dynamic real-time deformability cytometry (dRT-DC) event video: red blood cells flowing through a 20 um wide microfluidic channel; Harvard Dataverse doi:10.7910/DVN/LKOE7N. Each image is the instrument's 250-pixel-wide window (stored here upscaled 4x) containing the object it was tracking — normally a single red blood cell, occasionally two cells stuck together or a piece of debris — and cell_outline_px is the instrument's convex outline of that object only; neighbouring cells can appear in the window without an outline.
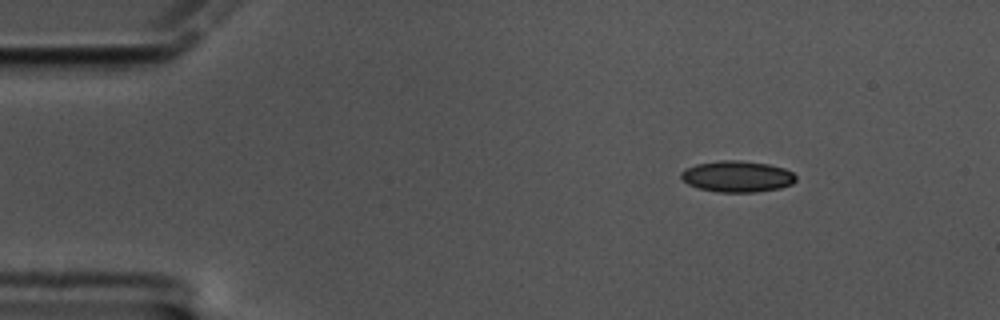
{"species": "common noctule bat (a hibernating species)", "species_latin": "Nyctalus noctula", "temperature_condition": "cold", "stored_images_in_passage": 58, "camera_frame_rate_fps": 3000, "um_per_image_px": 0.085, "animal": {"sex": "male", "body_mass_g": 17.5, "forearm_length_mm": 52.3}, "frame": {"image": 1, "passage_image": 7, "time_ms": 2.0, "image_size_px": [1000, 320], "cell_outline_px": [[796, 180], [792, 184], [780, 188], [756, 192], [720, 192], [700, 188], [688, 184], [680, 176], [680, 172], [684, 168], [696, 164], [720, 160], [740, 160], [768, 164], [784, 168], [792, 172], [796, 176]], "centroid_in_image_um": [62.66, 14.99], "position_along_channel_um": 22.3, "area_um2": 20.92}}
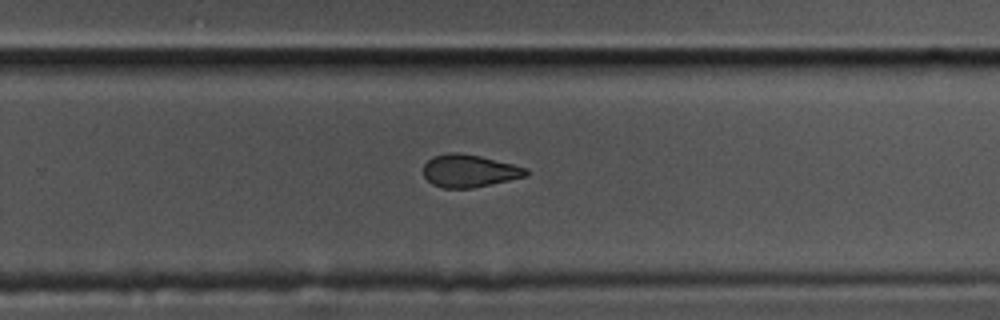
{"frame": {"image": 2, "passage_image": 37, "time_ms": 12.0, "image_size_px": [1000, 320], "cell_outline_px": [[528, 176], [472, 188], [444, 188], [432, 184], [424, 176], [424, 164], [432, 156], [448, 152], [460, 152], [480, 156], [528, 168]], "centroid_in_image_um": [39.88, 14.51], "position_along_channel_um": 289.9, "area_um2": 19.54}}
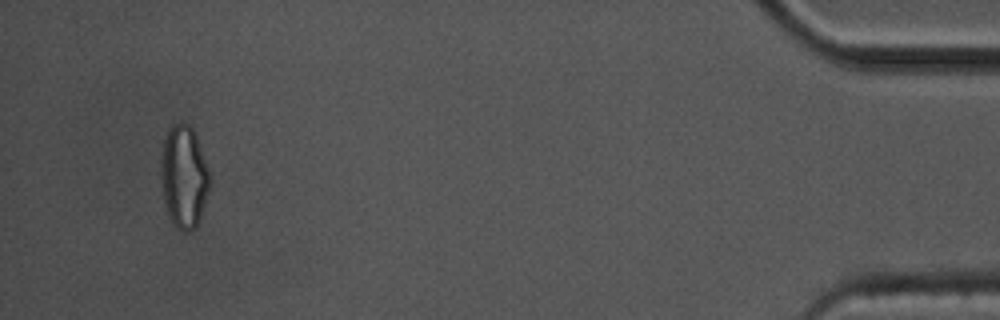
{"frame": {"image": 3, "passage_image": 55, "time_ms": 18.0, "image_size_px": [1000, 320], "cell_outline_px": [[208, 192], [196, 228], [188, 232], [184, 232], [176, 228], [172, 224], [168, 216], [164, 204], [160, 176], [160, 164], [164, 136], [168, 128], [172, 124], [184, 120], [192, 128], [196, 136], [208, 168]], "centroid_in_image_um": [15.58, 15.01], "position_along_channel_um": 419.6, "area_um2": 29.42}, "authors_computed_cell_mechanics": {"area_um2": 20.5768, "velocity_mm_per_s": 3.4181, "shape_relaxation_time_tau1_ms": 6.3923, "shape_relaxation_time_tau2_ms": 5.3638, "deformation_change_tau1": 0.1213, "deformation_change_tau2": 0.1058}}